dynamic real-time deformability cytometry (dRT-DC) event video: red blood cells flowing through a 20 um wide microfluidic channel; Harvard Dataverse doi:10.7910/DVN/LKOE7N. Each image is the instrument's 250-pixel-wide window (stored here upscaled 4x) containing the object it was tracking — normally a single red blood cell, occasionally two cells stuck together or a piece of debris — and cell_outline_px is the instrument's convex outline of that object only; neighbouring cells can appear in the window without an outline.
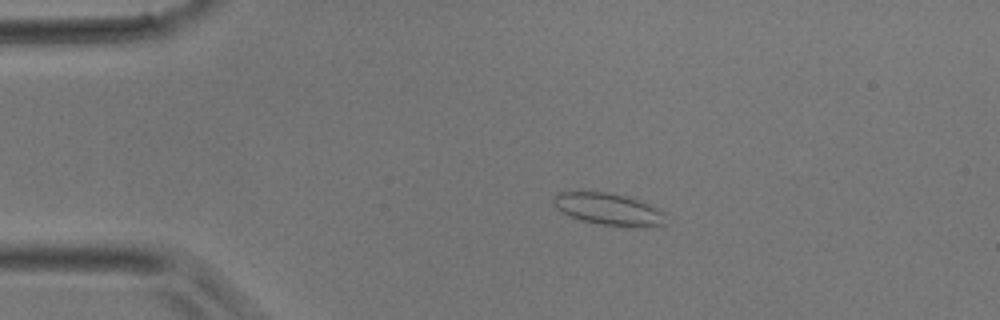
{"species": "common noctule bat (a hibernating species)", "species_latin": "Nyctalus noctula", "temperature_condition": "room temperature", "stored_images_in_passage": 4, "camera_frame_rate_fps": 3000, "um_per_image_px": 0.085, "animal": {"sex": "male", "body_mass_g": 17.9}, "frame": {"image": 1, "passage_image": 3, "time_ms": 0.667, "image_size_px": [1000, 320], "cell_outline_px": [[664, 224], [644, 228], [600, 224], [580, 220], [556, 208], [552, 204], [552, 196], [556, 192], [604, 192], [624, 196], [660, 208], [664, 212]], "centroid_in_image_um": [51.71, 17.79], "position_along_channel_um": 33.3, "area_um2": 20.81}}